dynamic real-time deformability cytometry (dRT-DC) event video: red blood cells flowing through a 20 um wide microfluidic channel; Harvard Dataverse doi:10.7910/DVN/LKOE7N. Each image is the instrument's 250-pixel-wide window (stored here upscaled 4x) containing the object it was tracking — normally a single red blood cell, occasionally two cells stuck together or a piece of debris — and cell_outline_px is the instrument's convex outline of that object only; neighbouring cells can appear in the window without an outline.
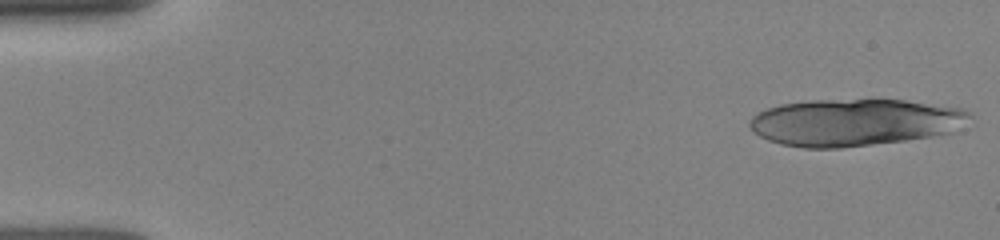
{"species": "human", "species_latin": "Homo sapiens", "temperature_condition": "room temperature", "stored_images_in_passage": 11, "segment_of_instrument_passage": [1, 2], "camera_frame_rate_fps": 3000, "um_per_image_px": 0.085, "donor": {"sex": "female"}, "frame": {"image": 1, "passage_image": 1, "time_ms": 0.0, "image_size_px": [1000, 240], "cell_outline_px": [[972, 116], [952, 132], [932, 136], [904, 140], [840, 148], [804, 148], [780, 144], [768, 140], [752, 132], [748, 124], [752, 116], [756, 112], [780, 104], [808, 100], [904, 100], [964, 108], [972, 112]], "centroid_in_image_um": [72.6, 10.39], "position_along_channel_um": 12.4, "area_um2": 60.4}}